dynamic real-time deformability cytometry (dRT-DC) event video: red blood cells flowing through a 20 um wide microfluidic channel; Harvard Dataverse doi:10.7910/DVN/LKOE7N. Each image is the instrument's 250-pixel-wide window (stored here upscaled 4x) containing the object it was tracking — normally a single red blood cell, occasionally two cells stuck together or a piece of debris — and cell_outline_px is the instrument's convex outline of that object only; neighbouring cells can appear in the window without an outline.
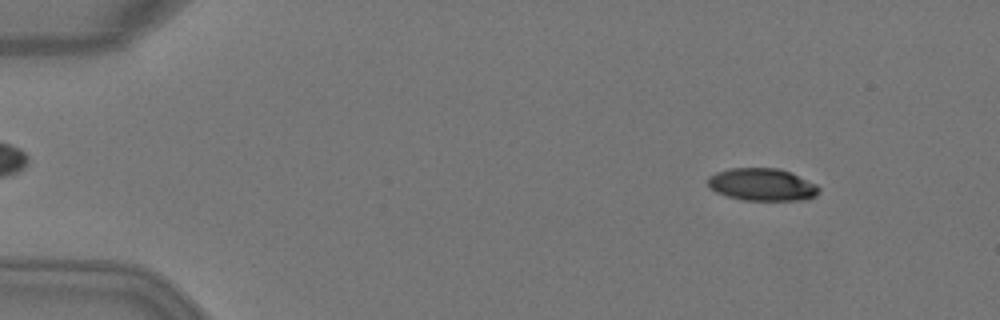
{"species": "Egyptian fruit bat (a non-hibernating species)", "species_latin": "Rousettus aegyptiacus", "temperature_condition": "warm", "stored_images_in_passage": 50, "camera_frame_rate_fps": 3000, "um_per_image_px": 0.085, "animal": {"sex": "female"}, "frame": {"image": 1, "passage_image": 6, "time_ms": 1.667, "image_size_px": [1000, 320], "cell_outline_px": [[820, 188], [816, 196], [808, 200], [744, 200], [728, 196], [716, 192], [708, 184], [708, 176], [716, 172], [728, 168], [776, 168], [788, 172], [816, 184]], "centroid_in_image_um": [64.77, 15.69], "position_along_channel_um": 20.2, "area_um2": 20.87}}
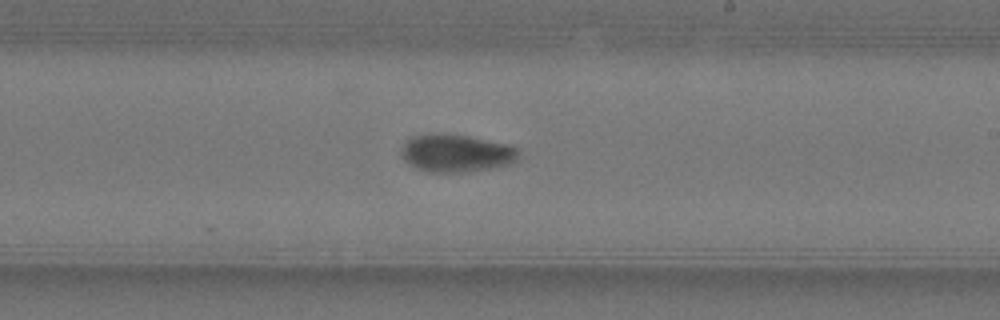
{"frame": {"image": 2, "passage_image": 30, "time_ms": 9.667, "image_size_px": [1000, 320], "cell_outline_px": [[516, 160], [508, 164], [468, 172], [428, 172], [416, 168], [408, 164], [400, 156], [400, 152], [404, 144], [412, 136], [432, 132], [440, 132], [468, 136], [508, 144], [516, 148]], "centroid_in_image_um": [38.69, 13.0], "position_along_channel_um": 250.3, "area_um2": 25.84}}
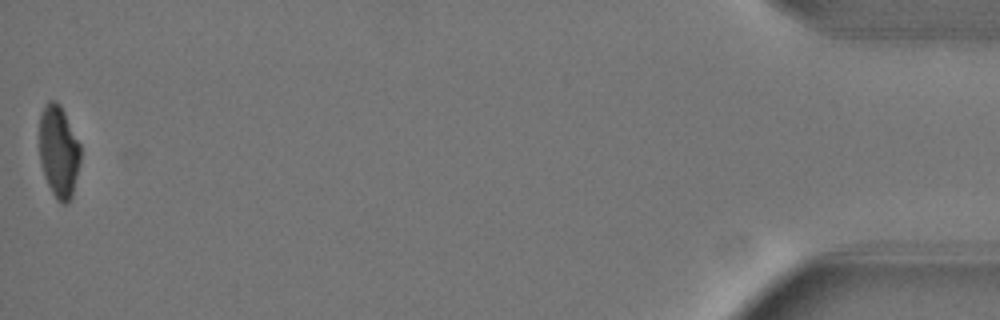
{"frame": {"image": 3, "passage_image": 50, "time_ms": 16.333, "image_size_px": [1000, 320], "cell_outline_px": [[80, 160], [72, 196], [68, 204], [60, 204], [56, 200], [44, 176], [40, 164], [40, 112], [48, 100], [56, 100], [60, 104], [80, 144]], "centroid_in_image_um": [4.98, 12.89], "position_along_channel_um": 430.2, "area_um2": 22.14}, "authors_computed_cell_mechanics": {"area_um2": 24.1026, "velocity_mm_per_s": 4.0822, "shape_relaxation_time_tau1_ms": 4.3111, "shape_relaxation_time_tau2_ms": 3.7522, "deformation_change_tau1": 0.1947, "deformation_change_tau2": 0.0554}}